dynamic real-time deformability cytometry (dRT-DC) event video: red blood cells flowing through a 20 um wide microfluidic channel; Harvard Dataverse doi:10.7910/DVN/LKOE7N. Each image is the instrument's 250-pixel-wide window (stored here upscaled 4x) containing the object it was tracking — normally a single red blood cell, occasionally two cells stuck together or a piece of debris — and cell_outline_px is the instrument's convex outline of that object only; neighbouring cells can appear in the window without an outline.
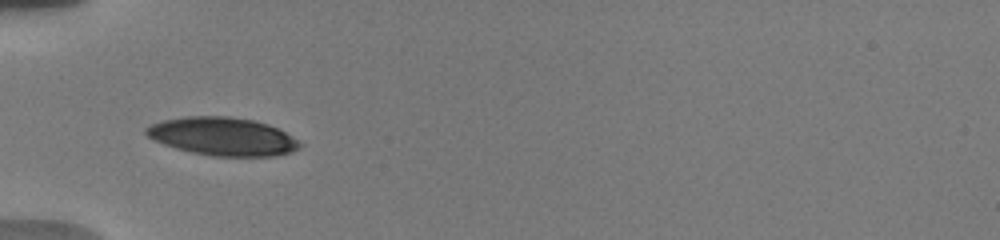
{"species": "human", "species_latin": "Homo sapiens", "temperature_condition": "warm", "stored_images_in_passage": 18, "camera_frame_rate_fps": 3000, "um_per_image_px": 0.085, "donor": {"sex": "male"}, "frame": {"image": 1, "passage_image": 1, "time_ms": 0.0, "image_size_px": [1000, 240], "cell_outline_px": [[300, 148], [292, 152], [276, 156], [212, 156], [192, 152], [176, 148], [164, 144], [148, 136], [144, 132], [144, 128], [152, 124], [164, 120], [184, 116], [228, 116], [252, 120], [268, 124], [284, 132], [296, 140], [300, 144]], "centroid_in_image_um": [18.91, 11.6], "position_along_channel_um": 66.1, "area_um2": 33.87}}
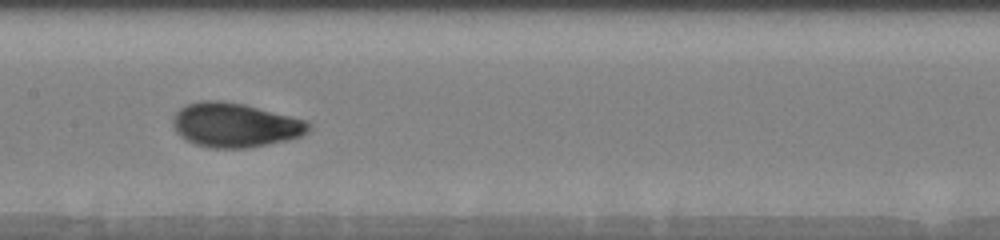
{"frame": {"image": 2, "passage_image": 11, "time_ms": 3.333, "image_size_px": [1000, 240], "cell_outline_px": [[312, 128], [308, 132], [300, 136], [284, 140], [248, 148], [212, 148], [196, 144], [180, 136], [176, 132], [172, 124], [172, 116], [180, 108], [188, 104], [200, 100], [224, 100], [244, 104], [308, 120], [312, 124]], "centroid_in_image_um": [19.98, 10.61], "position_along_channel_um": 187.4, "area_um2": 35.2}}
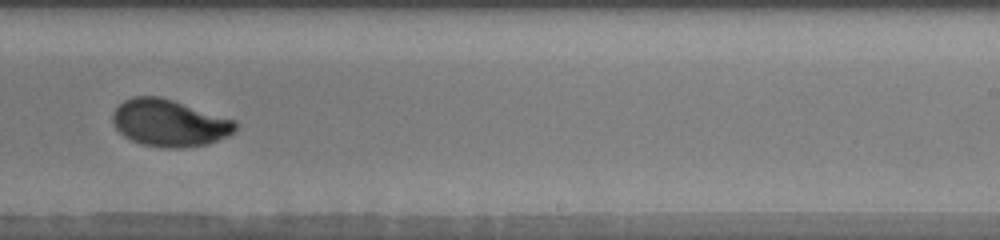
{"frame": {"image": 3, "passage_image": 16, "time_ms": 5.667, "image_size_px": [1000, 240], "cell_outline_px": [[236, 128], [228, 136], [204, 144], [180, 148], [164, 148], [140, 144], [124, 136], [116, 128], [112, 120], [112, 112], [124, 100], [132, 96], [160, 96], [236, 120]], "centroid_in_image_um": [14.36, 10.44], "position_along_channel_um": 274.6, "area_um2": 33.47}}